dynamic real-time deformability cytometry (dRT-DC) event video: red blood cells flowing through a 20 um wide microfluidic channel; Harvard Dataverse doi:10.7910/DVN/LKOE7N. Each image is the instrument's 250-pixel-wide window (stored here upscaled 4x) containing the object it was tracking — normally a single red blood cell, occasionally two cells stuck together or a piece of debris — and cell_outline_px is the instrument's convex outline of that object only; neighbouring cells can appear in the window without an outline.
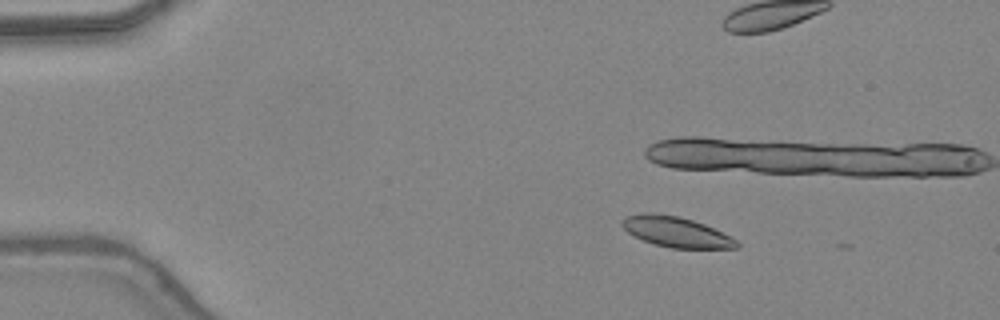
{"species": "common noctule bat (a hibernating species)", "species_latin": "Nyctalus noctula", "temperature_condition": "warm", "stored_images_in_passage": 8, "camera_frame_rate_fps": 3000, "um_per_image_px": 0.085, "animal": {"sex": "female", "body_mass_g": 24.6, "forearm_length_mm": 56.2}, "frame": {"image": 1, "passage_image": 5, "time_ms": 1.333, "image_size_px": [1000, 320], "cell_outline_px": [[740, 248], [672, 248], [656, 244], [644, 240], [628, 232], [620, 224], [620, 220], [624, 216], [640, 212], [652, 212], [680, 216], [704, 224], [736, 240], [740, 244]], "centroid_in_image_um": [57.42, 19.69], "position_along_channel_um": 27.6, "area_um2": 20.23}}